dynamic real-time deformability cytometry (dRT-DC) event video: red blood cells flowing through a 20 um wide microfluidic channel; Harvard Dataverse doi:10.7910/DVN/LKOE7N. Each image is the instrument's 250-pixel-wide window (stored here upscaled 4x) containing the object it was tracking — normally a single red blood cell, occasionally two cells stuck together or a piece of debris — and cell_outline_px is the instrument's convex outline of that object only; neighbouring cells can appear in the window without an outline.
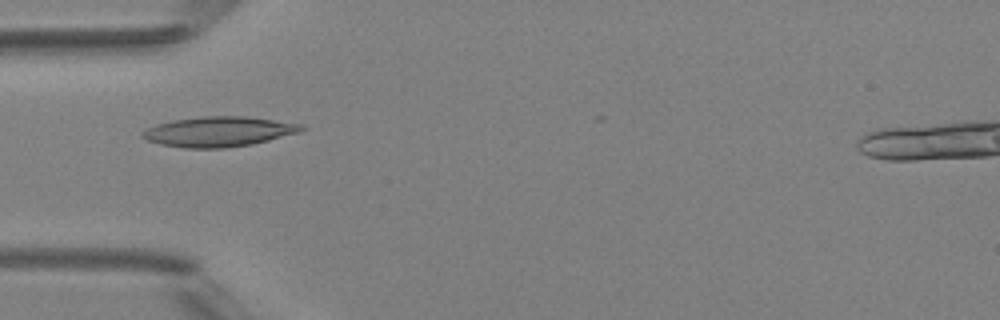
{"species": "Egyptian fruit bat (a non-hibernating species)", "species_latin": "Rousettus aegyptiacus", "temperature_condition": "room temperature", "stored_images_in_passage": 5, "camera_frame_rate_fps": 3000, "um_per_image_px": 0.085, "animal": {"sex": "female"}, "frame": {"image": 1, "passage_image": 5, "time_ms": 4.333, "image_size_px": [1000, 320], "cell_outline_px": [[308, 128], [300, 132], [252, 144], [224, 148], [184, 148], [160, 144], [148, 140], [140, 136], [140, 132], [156, 124], [172, 120], [204, 116], [244, 116], [304, 124]], "centroid_in_image_um": [18.6, 11.18], "position_along_channel_um": 66.4, "area_um2": 27.92}}